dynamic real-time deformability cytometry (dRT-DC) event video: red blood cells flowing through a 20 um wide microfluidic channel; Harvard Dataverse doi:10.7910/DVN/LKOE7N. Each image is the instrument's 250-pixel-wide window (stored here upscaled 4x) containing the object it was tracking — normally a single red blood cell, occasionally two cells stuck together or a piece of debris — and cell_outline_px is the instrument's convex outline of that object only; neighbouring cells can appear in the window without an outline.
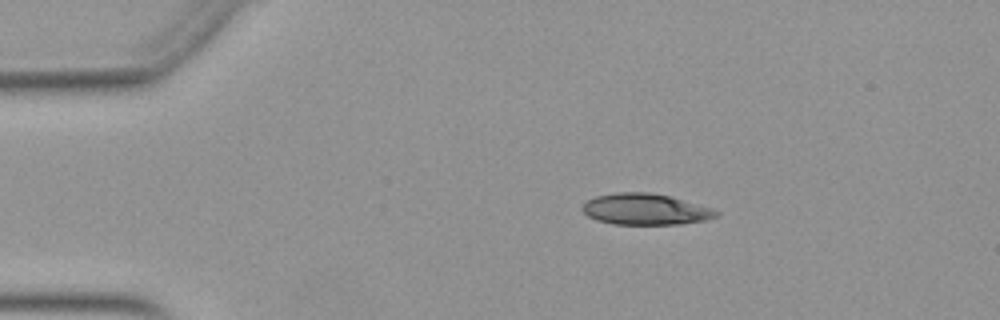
{"species": "Egyptian fruit bat (a non-hibernating species)", "species_latin": "Rousettus aegyptiacus", "temperature_condition": "warm", "stored_images_in_passage": 6, "camera_frame_rate_fps": 3000, "um_per_image_px": 0.085, "animal": {"sex": "female"}, "frame": {"image": 1, "passage_image": 1, "time_ms": 0.0, "image_size_px": [1000, 320], "cell_outline_px": [[720, 212], [716, 216], [708, 220], [680, 224], [612, 224], [596, 220], [588, 216], [580, 208], [588, 200], [596, 196], [616, 192], [648, 192], [668, 196], [712, 208]], "centroid_in_image_um": [54.84, 17.79], "position_along_channel_um": 30.2, "area_um2": 24.22}}